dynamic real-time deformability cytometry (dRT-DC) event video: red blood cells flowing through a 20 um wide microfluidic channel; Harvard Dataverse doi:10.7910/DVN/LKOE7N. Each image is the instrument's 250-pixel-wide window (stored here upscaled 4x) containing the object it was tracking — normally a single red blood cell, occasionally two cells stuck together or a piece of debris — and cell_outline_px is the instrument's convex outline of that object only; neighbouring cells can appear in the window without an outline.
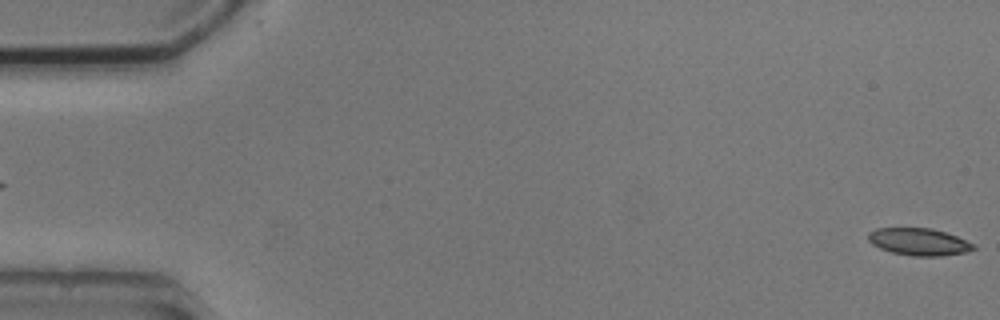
{"species": "common noctule bat (a hibernating species)", "species_latin": "Nyctalus noctula", "temperature_condition": "cold", "stored_images_in_passage": 6, "segment_of_instrument_passage": [2, 2], "camera_frame_rate_fps": 3000, "um_per_image_px": 0.085, "animal": {"sex": "male", "body_mass_g": 20.5, "forearm_length_mm": 52.5}, "frame": {"image": 1, "passage_image": 6, "time_ms": 6.0, "image_size_px": [1000, 320], "cell_outline_px": [[976, 248], [968, 252], [940, 256], [912, 256], [892, 252], [880, 248], [872, 244], [868, 240], [868, 232], [876, 228], [932, 228], [956, 236], [976, 244]], "centroid_in_image_um": [78.12, 20.55], "position_along_channel_um": 6.9, "area_um2": 16.76}}